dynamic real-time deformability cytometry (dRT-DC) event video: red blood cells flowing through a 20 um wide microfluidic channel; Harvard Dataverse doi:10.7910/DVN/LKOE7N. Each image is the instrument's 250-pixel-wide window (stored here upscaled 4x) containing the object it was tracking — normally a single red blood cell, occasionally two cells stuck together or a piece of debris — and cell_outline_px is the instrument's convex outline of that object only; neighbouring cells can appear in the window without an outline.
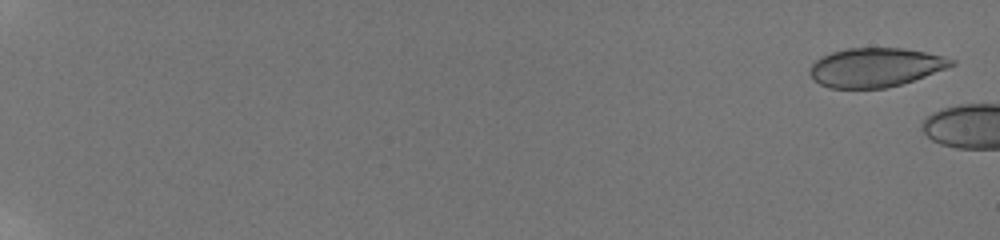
{"species": "human", "species_latin": "Homo sapiens", "temperature_condition": "room temperature", "stored_images_in_passage": 8, "camera_frame_rate_fps": 3000, "um_per_image_px": 0.085, "donor": {"sex": "male"}, "frame": {"image": 1, "passage_image": 1, "time_ms": 0.0, "image_size_px": [1000, 240], "cell_outline_px": [[956, 64], [948, 68], [900, 84], [884, 88], [828, 88], [820, 84], [808, 72], [812, 64], [820, 56], [832, 52], [848, 48], [904, 48], [924, 52], [956, 60]], "centroid_in_image_um": [74.39, 5.72], "position_along_channel_um": 10.6, "area_um2": 31.96}}